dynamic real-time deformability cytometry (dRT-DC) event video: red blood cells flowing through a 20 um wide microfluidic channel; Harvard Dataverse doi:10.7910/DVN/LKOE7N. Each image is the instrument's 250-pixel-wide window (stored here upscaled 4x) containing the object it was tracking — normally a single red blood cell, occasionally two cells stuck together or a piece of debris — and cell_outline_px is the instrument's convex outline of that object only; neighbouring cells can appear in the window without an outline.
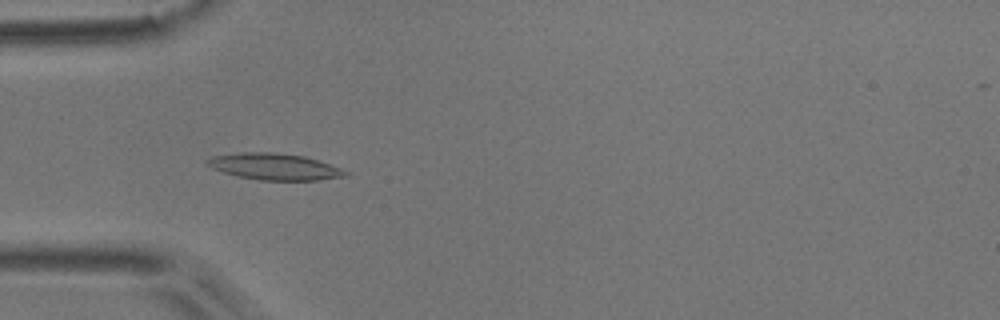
{"species": "common noctule bat (a hibernating species)", "species_latin": "Nyctalus noctula", "temperature_condition": "room temperature", "stored_images_in_passage": 12, "camera_frame_rate_fps": 3000, "um_per_image_px": 0.085, "animal": {"sex": "male", "body_mass_g": 17.9}, "frame": {"image": 1, "passage_image": 3, "time_ms": 0.667, "image_size_px": [1000, 320], "cell_outline_px": [[348, 176], [320, 180], [260, 180], [240, 176], [224, 172], [212, 168], [204, 164], [204, 160], [212, 156], [240, 152], [272, 152], [304, 156], [340, 168], [348, 172]], "centroid_in_image_um": [23.29, 14.16], "position_along_channel_um": 61.7, "area_um2": 21.21}}
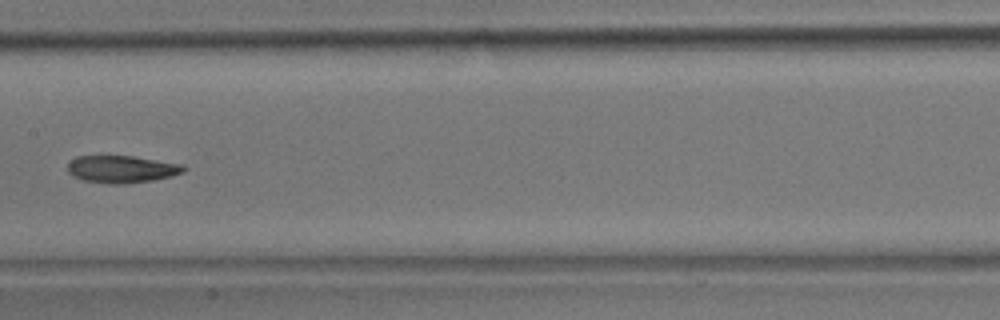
{"frame": {"image": 2, "passage_image": 6, "time_ms": 1.667, "image_size_px": [1000, 320], "cell_outline_px": [[188, 168], [184, 172], [172, 176], [152, 180], [124, 184], [112, 184], [84, 180], [72, 176], [68, 172], [68, 164], [76, 156], [132, 156], [184, 164]], "centroid_in_image_um": [10.38, 14.38], "position_along_channel_um": 197.0, "area_um2": 18.5}}
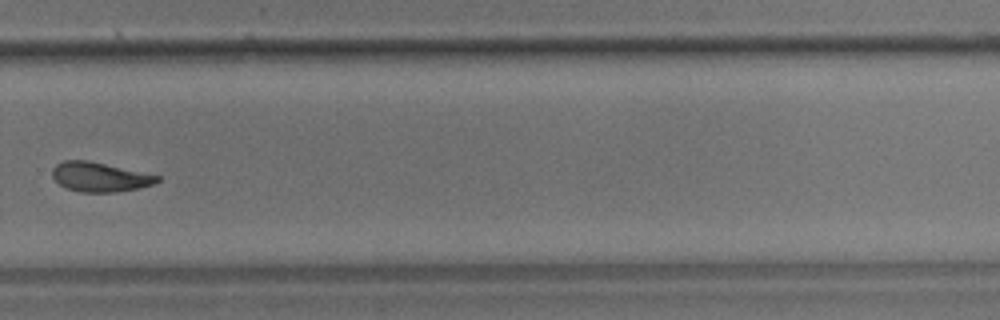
{"frame": {"image": 3, "passage_image": 9, "time_ms": 2.667, "image_size_px": [1000, 320], "cell_outline_px": [[160, 180], [152, 184], [140, 188], [116, 192], [80, 192], [64, 188], [52, 176], [52, 168], [56, 164], [64, 160], [88, 160], [160, 176]], "centroid_in_image_um": [8.45, 15.04], "position_along_channel_um": 321.3, "area_um2": 17.98}}